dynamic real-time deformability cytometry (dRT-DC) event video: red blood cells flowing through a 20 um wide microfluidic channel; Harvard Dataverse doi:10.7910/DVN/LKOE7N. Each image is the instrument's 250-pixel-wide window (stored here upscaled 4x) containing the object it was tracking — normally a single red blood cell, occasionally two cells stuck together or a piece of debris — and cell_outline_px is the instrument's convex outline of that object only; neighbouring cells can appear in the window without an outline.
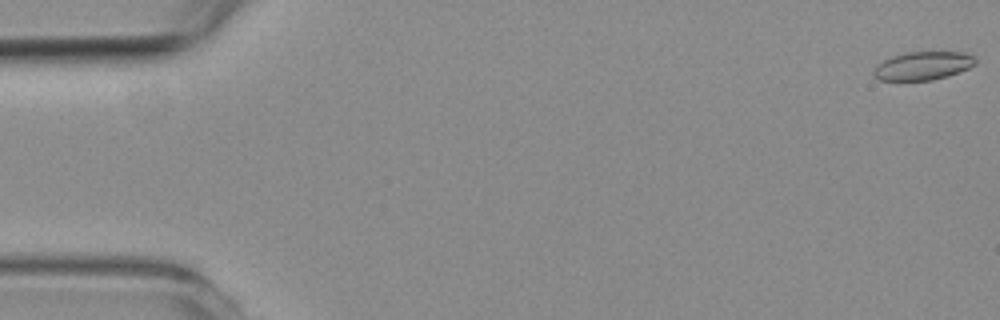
{"species": "common noctule bat (a hibernating species)", "species_latin": "Nyctalus noctula", "temperature_condition": "room temperature", "stored_images_in_passage": 52, "camera_frame_rate_fps": 3000, "um_per_image_px": 0.085, "animal": {"sex": "female", "body_mass_g": 19.3, "forearm_length_mm": 54.1}, "frame": {"image": 1, "passage_image": 1, "time_ms": 0.0, "image_size_px": [1000, 320], "cell_outline_px": [[976, 64], [968, 68], [948, 76], [932, 80], [880, 80], [872, 76], [872, 72], [876, 64], [892, 56], [908, 52], [964, 52], [972, 56], [976, 60]], "centroid_in_image_um": [78.41, 5.59], "position_along_channel_um": 6.6, "area_um2": 16.82}}
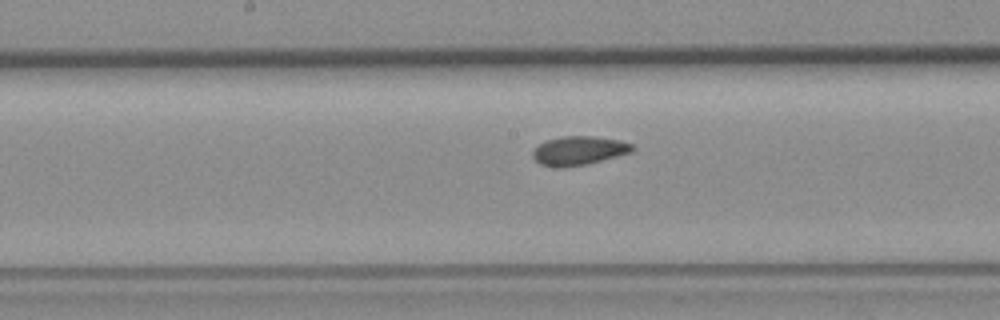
{"frame": {"image": 2, "passage_image": 28, "time_ms": 9.0, "image_size_px": [1000, 320], "cell_outline_px": [[636, 148], [632, 152], [584, 164], [564, 168], [560, 168], [540, 164], [532, 156], [532, 152], [540, 144], [548, 140], [560, 136], [592, 136], [620, 140], [632, 144]], "centroid_in_image_um": [49.2, 12.8], "position_along_channel_um": 199.0, "area_um2": 16.59}}
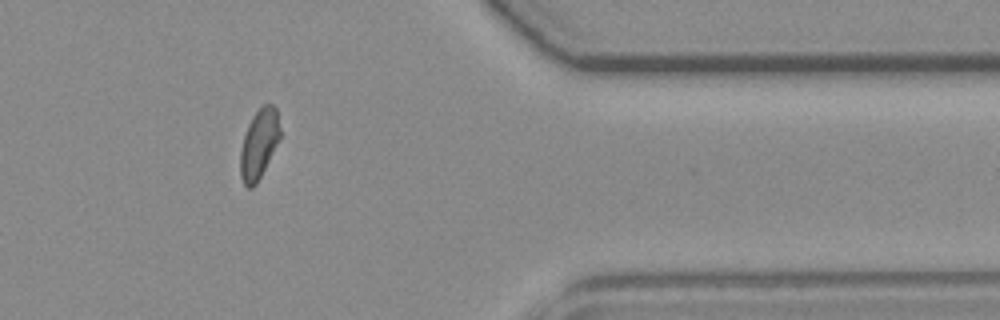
{"frame": {"image": 3, "passage_image": 45, "time_ms": 14.667, "image_size_px": [1000, 320], "cell_outline_px": [[280, 140], [256, 184], [252, 188], [248, 188], [244, 184], [240, 176], [240, 152], [244, 136], [248, 124], [252, 116], [264, 104], [272, 104], [276, 108], [280, 128]], "centroid_in_image_um": [22.02, 12.24], "position_along_channel_um": 389.4, "area_um2": 16.07}}